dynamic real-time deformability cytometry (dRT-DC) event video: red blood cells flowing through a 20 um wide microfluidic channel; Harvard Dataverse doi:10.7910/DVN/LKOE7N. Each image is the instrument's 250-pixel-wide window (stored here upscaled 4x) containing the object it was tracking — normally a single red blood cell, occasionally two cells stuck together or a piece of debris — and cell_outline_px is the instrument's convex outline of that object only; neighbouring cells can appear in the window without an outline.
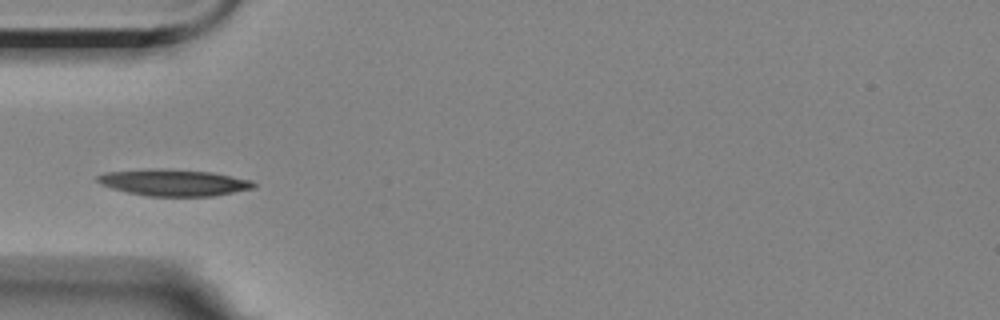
{"species": "Egyptian fruit bat (a non-hibernating species)", "species_latin": "Rousettus aegyptiacus", "temperature_condition": "room temperature", "stored_images_in_passage": 7, "camera_frame_rate_fps": 3000, "um_per_image_px": 0.085, "animal": {"sex": "female"}, "frame": {"image": 1, "passage_image": 3, "time_ms": 2.0, "image_size_px": [1000, 320], "cell_outline_px": [[256, 188], [212, 196], [148, 196], [128, 192], [112, 188], [100, 184], [96, 180], [96, 176], [104, 172], [152, 168], [168, 168], [212, 172], [252, 180], [256, 184]], "centroid_in_image_um": [14.77, 15.5], "position_along_channel_um": 70.2, "area_um2": 24.45}}
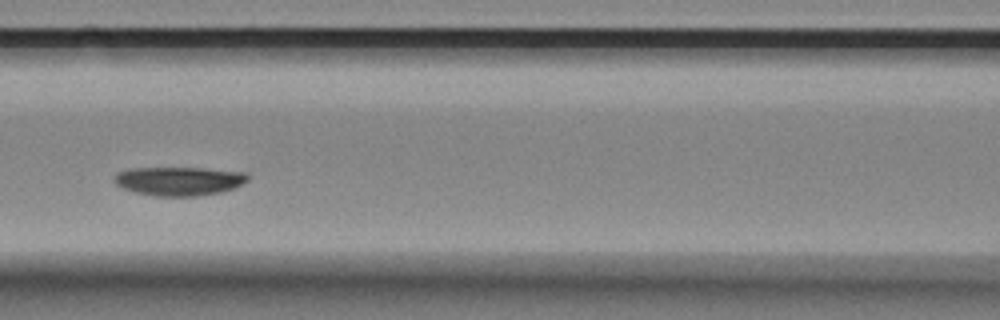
{"frame": {"image": 2, "passage_image": 5, "time_ms": 4.333, "image_size_px": [1000, 320], "cell_outline_px": [[248, 180], [232, 188], [220, 192], [196, 196], [156, 196], [136, 192], [124, 188], [116, 184], [112, 180], [116, 172], [128, 168], [204, 168], [248, 172]], "centroid_in_image_um": [15.19, 15.37], "position_along_channel_um": 151.4, "area_um2": 22.43}}
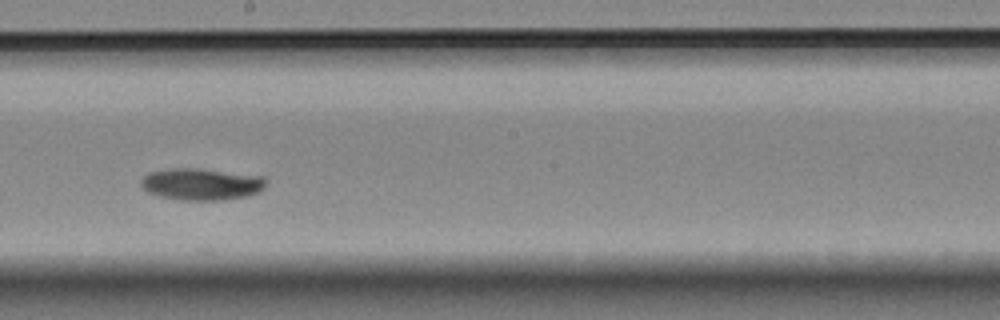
{"frame": {"image": 3, "passage_image": 7, "time_ms": 6.667, "image_size_px": [1000, 320], "cell_outline_px": [[264, 188], [260, 192], [248, 196], [220, 200], [180, 200], [160, 196], [148, 192], [140, 184], [140, 180], [148, 172], [168, 168], [200, 168], [264, 176]], "centroid_in_image_um": [17.1, 15.64], "position_along_channel_um": 231.1, "area_um2": 23.35}}